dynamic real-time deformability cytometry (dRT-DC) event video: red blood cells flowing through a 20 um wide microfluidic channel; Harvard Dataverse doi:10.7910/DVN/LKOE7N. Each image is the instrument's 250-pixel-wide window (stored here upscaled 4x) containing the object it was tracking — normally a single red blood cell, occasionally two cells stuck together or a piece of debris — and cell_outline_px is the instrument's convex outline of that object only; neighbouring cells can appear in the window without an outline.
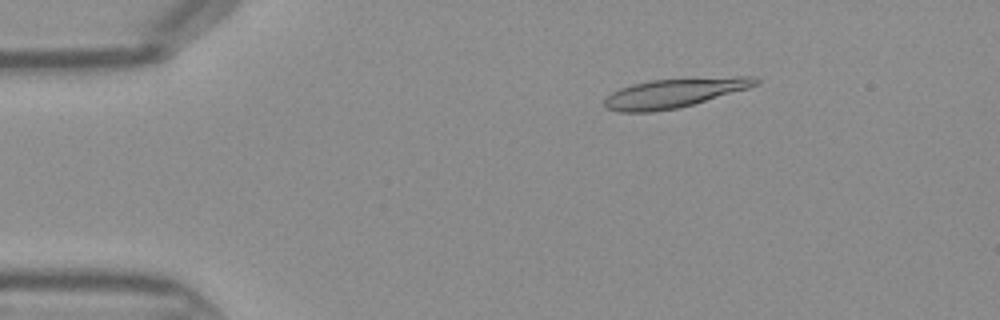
{"species": "Egyptian fruit bat (a non-hibernating species)", "species_latin": "Rousettus aegyptiacus", "temperature_condition": "warm", "stored_images_in_passage": 44, "camera_frame_rate_fps": 3000, "um_per_image_px": 0.085, "frame": {"image": 1, "passage_image": 7, "time_ms": 2.0, "image_size_px": [1000, 320], "cell_outline_px": [[760, 84], [748, 88], [692, 104], [676, 108], [652, 112], [616, 112], [604, 108], [604, 100], [612, 92], [620, 88], [632, 84], [652, 80], [736, 76], [756, 76], [760, 80]], "centroid_in_image_um": [57.3, 7.9], "position_along_channel_um": 27.7, "area_um2": 25.66}}
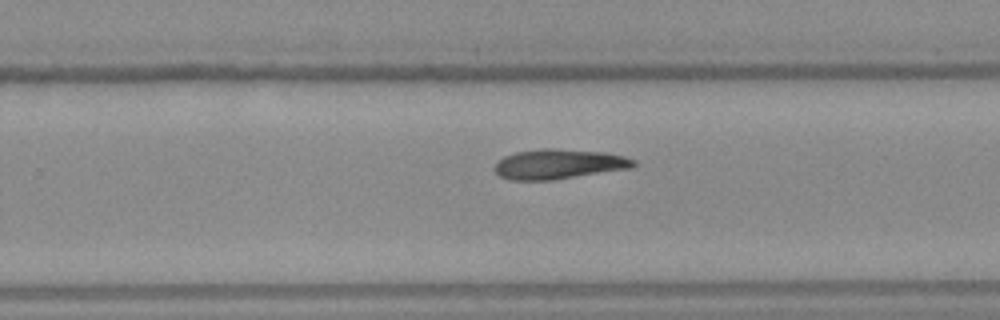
{"frame": {"image": 2, "passage_image": 28, "time_ms": 9.0, "image_size_px": [1000, 320], "cell_outline_px": [[636, 164], [632, 168], [552, 180], [508, 180], [500, 176], [492, 168], [496, 160], [504, 156], [516, 152], [544, 148], [556, 148], [604, 152], [624, 156], [636, 160]], "centroid_in_image_um": [47.46, 13.94], "position_along_channel_um": 282.3, "area_um2": 24.45}}
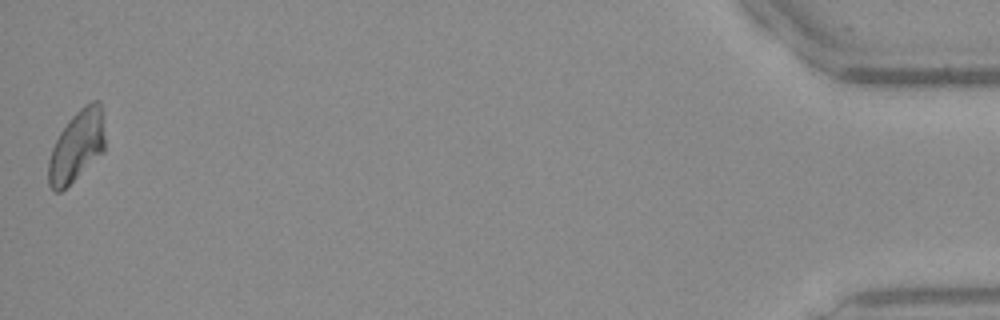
{"frame": {"image": 3, "passage_image": 44, "time_ms": 14.333, "image_size_px": [1000, 320], "cell_outline_px": [[104, 152], [60, 192], [56, 192], [48, 184], [48, 160], [52, 148], [60, 132], [68, 120], [84, 104], [92, 100], [100, 100], [104, 136]], "centroid_in_image_um": [6.51, 12.4], "position_along_channel_um": 428.7, "area_um2": 23.24}}